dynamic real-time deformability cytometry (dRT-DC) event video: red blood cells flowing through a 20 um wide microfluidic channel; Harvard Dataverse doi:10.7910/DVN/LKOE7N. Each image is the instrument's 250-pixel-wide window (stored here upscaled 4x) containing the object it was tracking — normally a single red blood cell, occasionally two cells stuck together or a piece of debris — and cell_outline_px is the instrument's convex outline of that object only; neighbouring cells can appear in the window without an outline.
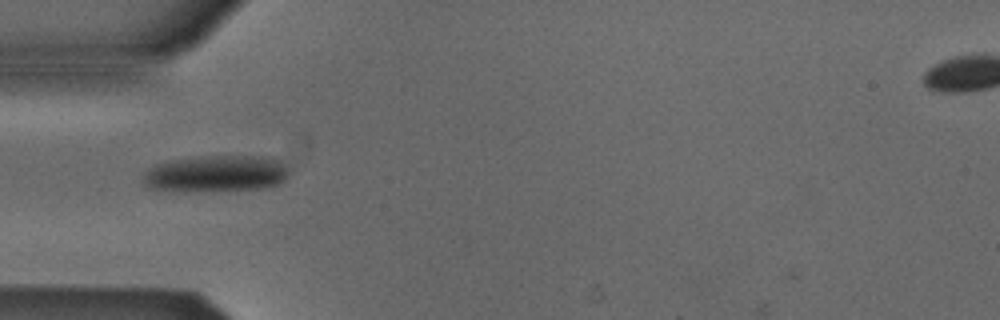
{"species": "Egyptian fruit bat (a non-hibernating species)", "species_latin": "Rousettus aegyptiacus", "temperature_condition": "cold", "stored_images_in_passage": 39, "camera_frame_rate_fps": 3000, "um_per_image_px": 0.085, "animal": {"sex": "male"}, "frame": {"image": 1, "passage_image": 4, "time_ms": 1.0, "image_size_px": [1000, 320], "cell_outline_px": [[288, 176], [280, 184], [264, 188], [184, 192], [152, 188], [144, 184], [144, 172], [148, 168], [156, 164], [172, 160], [208, 156], [248, 156], [280, 160], [288, 172]], "centroid_in_image_um": [18.34, 14.78], "position_along_channel_um": 66.7, "area_um2": 30.87}}
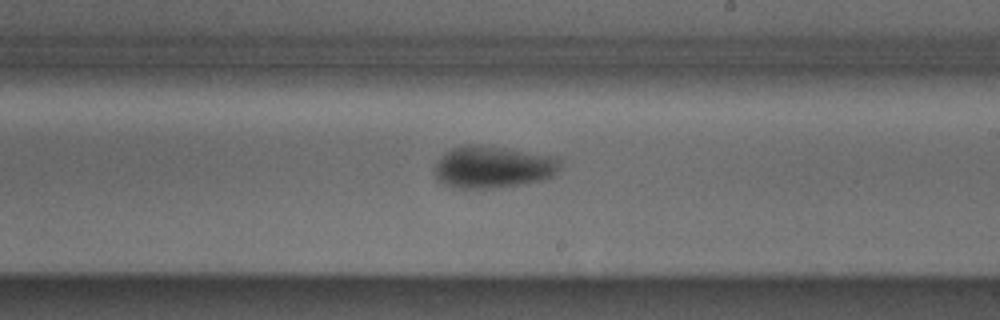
{"frame": {"image": 2, "passage_image": 18, "time_ms": 5.667, "image_size_px": [1000, 320], "cell_outline_px": [[560, 164], [552, 176], [544, 180], [524, 184], [492, 188], [452, 188], [444, 184], [436, 176], [436, 164], [440, 156], [444, 152], [452, 148], [468, 144], [472, 144], [556, 156], [560, 160]], "centroid_in_image_um": [41.89, 14.21], "position_along_channel_um": 247.1, "area_um2": 30.52}}
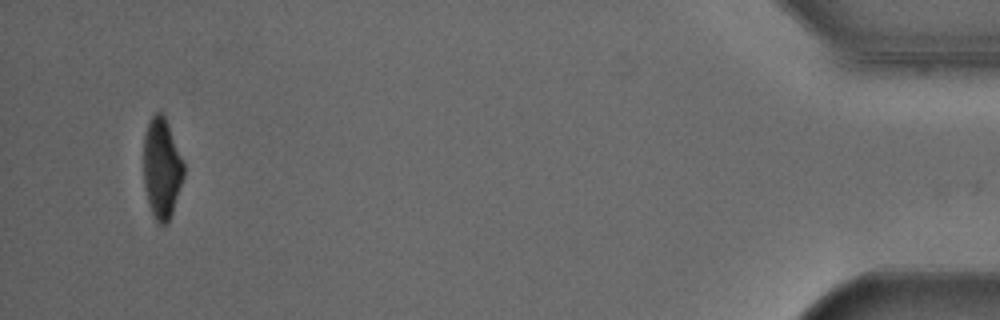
{"frame": {"image": 3, "passage_image": 38, "time_ms": 12.333, "image_size_px": [1000, 320], "cell_outline_px": [[184, 176], [168, 224], [160, 224], [156, 220], [148, 204], [144, 188], [144, 136], [148, 124], [152, 116], [156, 112], [164, 112], [184, 160]], "centroid_in_image_um": [13.76, 14.27], "position_along_channel_um": 421.4, "area_um2": 23.76}, "authors_computed_cell_mechanics": {"area_um2": 28.7266, "velocity_mm_per_s": 3.8791, "shape_relaxation_time_tau1_ms": 2.7429, "shape_relaxation_time_tau2_ms": 4.2854, "deformation_change_tau1": 0.1166, "deformation_change_tau2": 0.0781}}